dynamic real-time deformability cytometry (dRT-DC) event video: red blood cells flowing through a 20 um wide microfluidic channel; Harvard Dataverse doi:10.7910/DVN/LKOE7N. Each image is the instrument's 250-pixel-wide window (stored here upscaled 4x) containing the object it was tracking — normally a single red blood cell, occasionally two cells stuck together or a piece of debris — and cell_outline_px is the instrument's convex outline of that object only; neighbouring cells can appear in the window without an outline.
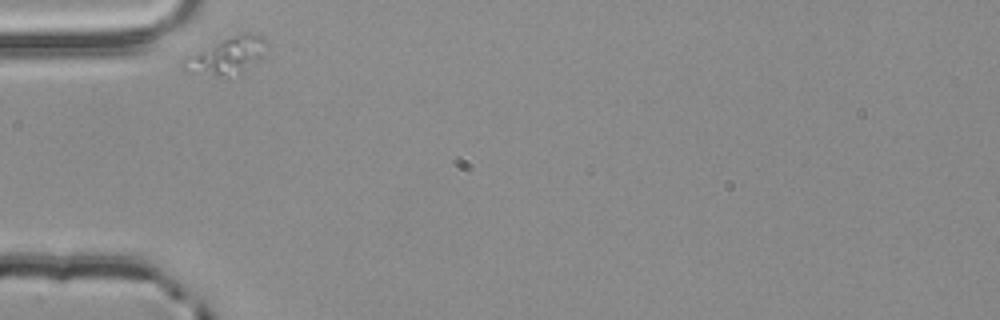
{"species": "common noctule bat (a hibernating species)", "species_latin": "Nyctalus noctula", "temperature_condition": "room temperature", "stored_images_in_passage": 2, "camera_frame_rate_fps": 3000, "um_per_image_px": 0.085, "animal": {"sex": "male", "body_mass_g": 20.4}, "frame": {"image": 1, "passage_image": 1, "time_ms": 0.0, "image_size_px": [1000, 320], "cell_outline_px": [[268, 44], [240, 76], [228, 80], [184, 72], [180, 68], [180, 60], [220, 40], [244, 32], [248, 32], [260, 36], [268, 40]], "centroid_in_image_um": [19.17, 4.83], "position_along_channel_um": 65.8, "area_um2": 18.32}}